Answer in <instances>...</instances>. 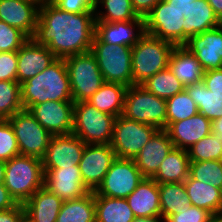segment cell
Segmentation results:
<instances>
[{
  "mask_svg": "<svg viewBox=\"0 0 222 222\" xmlns=\"http://www.w3.org/2000/svg\"><path fill=\"white\" fill-rule=\"evenodd\" d=\"M161 216L156 217H136L133 222H164Z\"/></svg>",
  "mask_w": 222,
  "mask_h": 222,
  "instance_id": "52",
  "label": "cell"
},
{
  "mask_svg": "<svg viewBox=\"0 0 222 222\" xmlns=\"http://www.w3.org/2000/svg\"><path fill=\"white\" fill-rule=\"evenodd\" d=\"M18 203L9 194L8 189L5 187L4 183L0 184V211H5L15 207Z\"/></svg>",
  "mask_w": 222,
  "mask_h": 222,
  "instance_id": "48",
  "label": "cell"
},
{
  "mask_svg": "<svg viewBox=\"0 0 222 222\" xmlns=\"http://www.w3.org/2000/svg\"><path fill=\"white\" fill-rule=\"evenodd\" d=\"M95 34V12H67L49 0L39 7L33 39L45 45L56 58L65 59L90 52Z\"/></svg>",
  "mask_w": 222,
  "mask_h": 222,
  "instance_id": "1",
  "label": "cell"
},
{
  "mask_svg": "<svg viewBox=\"0 0 222 222\" xmlns=\"http://www.w3.org/2000/svg\"><path fill=\"white\" fill-rule=\"evenodd\" d=\"M161 0H131L132 7L139 18L145 19Z\"/></svg>",
  "mask_w": 222,
  "mask_h": 222,
  "instance_id": "47",
  "label": "cell"
},
{
  "mask_svg": "<svg viewBox=\"0 0 222 222\" xmlns=\"http://www.w3.org/2000/svg\"><path fill=\"white\" fill-rule=\"evenodd\" d=\"M175 45L144 33L132 47L133 85H141L149 77L168 68Z\"/></svg>",
  "mask_w": 222,
  "mask_h": 222,
  "instance_id": "4",
  "label": "cell"
},
{
  "mask_svg": "<svg viewBox=\"0 0 222 222\" xmlns=\"http://www.w3.org/2000/svg\"><path fill=\"white\" fill-rule=\"evenodd\" d=\"M144 177L134 159L116 158L94 195L126 199Z\"/></svg>",
  "mask_w": 222,
  "mask_h": 222,
  "instance_id": "11",
  "label": "cell"
},
{
  "mask_svg": "<svg viewBox=\"0 0 222 222\" xmlns=\"http://www.w3.org/2000/svg\"><path fill=\"white\" fill-rule=\"evenodd\" d=\"M23 1L36 3L40 7L44 2L49 1V0H23Z\"/></svg>",
  "mask_w": 222,
  "mask_h": 222,
  "instance_id": "55",
  "label": "cell"
},
{
  "mask_svg": "<svg viewBox=\"0 0 222 222\" xmlns=\"http://www.w3.org/2000/svg\"><path fill=\"white\" fill-rule=\"evenodd\" d=\"M173 148L168 132L165 129H159L134 158L142 176L152 178Z\"/></svg>",
  "mask_w": 222,
  "mask_h": 222,
  "instance_id": "20",
  "label": "cell"
},
{
  "mask_svg": "<svg viewBox=\"0 0 222 222\" xmlns=\"http://www.w3.org/2000/svg\"><path fill=\"white\" fill-rule=\"evenodd\" d=\"M212 134L222 140V117L211 122Z\"/></svg>",
  "mask_w": 222,
  "mask_h": 222,
  "instance_id": "50",
  "label": "cell"
},
{
  "mask_svg": "<svg viewBox=\"0 0 222 222\" xmlns=\"http://www.w3.org/2000/svg\"><path fill=\"white\" fill-rule=\"evenodd\" d=\"M210 222H222V212L212 215Z\"/></svg>",
  "mask_w": 222,
  "mask_h": 222,
  "instance_id": "54",
  "label": "cell"
},
{
  "mask_svg": "<svg viewBox=\"0 0 222 222\" xmlns=\"http://www.w3.org/2000/svg\"><path fill=\"white\" fill-rule=\"evenodd\" d=\"M6 161L0 160V184L4 183Z\"/></svg>",
  "mask_w": 222,
  "mask_h": 222,
  "instance_id": "53",
  "label": "cell"
},
{
  "mask_svg": "<svg viewBox=\"0 0 222 222\" xmlns=\"http://www.w3.org/2000/svg\"><path fill=\"white\" fill-rule=\"evenodd\" d=\"M29 39L20 29L0 21V52H17Z\"/></svg>",
  "mask_w": 222,
  "mask_h": 222,
  "instance_id": "40",
  "label": "cell"
},
{
  "mask_svg": "<svg viewBox=\"0 0 222 222\" xmlns=\"http://www.w3.org/2000/svg\"><path fill=\"white\" fill-rule=\"evenodd\" d=\"M122 116L139 123L167 129L166 100L155 96L141 85L127 87Z\"/></svg>",
  "mask_w": 222,
  "mask_h": 222,
  "instance_id": "6",
  "label": "cell"
},
{
  "mask_svg": "<svg viewBox=\"0 0 222 222\" xmlns=\"http://www.w3.org/2000/svg\"><path fill=\"white\" fill-rule=\"evenodd\" d=\"M20 222H30L27 217L25 216Z\"/></svg>",
  "mask_w": 222,
  "mask_h": 222,
  "instance_id": "56",
  "label": "cell"
},
{
  "mask_svg": "<svg viewBox=\"0 0 222 222\" xmlns=\"http://www.w3.org/2000/svg\"><path fill=\"white\" fill-rule=\"evenodd\" d=\"M202 82L209 91L222 99V69L204 71Z\"/></svg>",
  "mask_w": 222,
  "mask_h": 222,
  "instance_id": "45",
  "label": "cell"
},
{
  "mask_svg": "<svg viewBox=\"0 0 222 222\" xmlns=\"http://www.w3.org/2000/svg\"><path fill=\"white\" fill-rule=\"evenodd\" d=\"M159 200L163 220L191 205L184 182L159 184Z\"/></svg>",
  "mask_w": 222,
  "mask_h": 222,
  "instance_id": "32",
  "label": "cell"
},
{
  "mask_svg": "<svg viewBox=\"0 0 222 222\" xmlns=\"http://www.w3.org/2000/svg\"><path fill=\"white\" fill-rule=\"evenodd\" d=\"M144 33L145 25L143 18L114 23L96 22L95 35L106 44L133 47Z\"/></svg>",
  "mask_w": 222,
  "mask_h": 222,
  "instance_id": "21",
  "label": "cell"
},
{
  "mask_svg": "<svg viewBox=\"0 0 222 222\" xmlns=\"http://www.w3.org/2000/svg\"><path fill=\"white\" fill-rule=\"evenodd\" d=\"M168 67L184 86L201 82L204 70L196 57L183 46H175Z\"/></svg>",
  "mask_w": 222,
  "mask_h": 222,
  "instance_id": "26",
  "label": "cell"
},
{
  "mask_svg": "<svg viewBox=\"0 0 222 222\" xmlns=\"http://www.w3.org/2000/svg\"><path fill=\"white\" fill-rule=\"evenodd\" d=\"M115 159V151L110 144H86L78 166L89 191L97 189Z\"/></svg>",
  "mask_w": 222,
  "mask_h": 222,
  "instance_id": "13",
  "label": "cell"
},
{
  "mask_svg": "<svg viewBox=\"0 0 222 222\" xmlns=\"http://www.w3.org/2000/svg\"><path fill=\"white\" fill-rule=\"evenodd\" d=\"M90 52L95 56L106 83L133 85L132 47L106 44L95 35Z\"/></svg>",
  "mask_w": 222,
  "mask_h": 222,
  "instance_id": "5",
  "label": "cell"
},
{
  "mask_svg": "<svg viewBox=\"0 0 222 222\" xmlns=\"http://www.w3.org/2000/svg\"><path fill=\"white\" fill-rule=\"evenodd\" d=\"M167 128L176 121L184 120L198 113L195 102L184 89L166 100Z\"/></svg>",
  "mask_w": 222,
  "mask_h": 222,
  "instance_id": "37",
  "label": "cell"
},
{
  "mask_svg": "<svg viewBox=\"0 0 222 222\" xmlns=\"http://www.w3.org/2000/svg\"><path fill=\"white\" fill-rule=\"evenodd\" d=\"M184 20L183 45L190 37L222 24L207 0H195L191 2Z\"/></svg>",
  "mask_w": 222,
  "mask_h": 222,
  "instance_id": "25",
  "label": "cell"
},
{
  "mask_svg": "<svg viewBox=\"0 0 222 222\" xmlns=\"http://www.w3.org/2000/svg\"><path fill=\"white\" fill-rule=\"evenodd\" d=\"M158 130L154 125L129 120L122 115L116 117L110 143L116 158L134 159Z\"/></svg>",
  "mask_w": 222,
  "mask_h": 222,
  "instance_id": "9",
  "label": "cell"
},
{
  "mask_svg": "<svg viewBox=\"0 0 222 222\" xmlns=\"http://www.w3.org/2000/svg\"><path fill=\"white\" fill-rule=\"evenodd\" d=\"M43 170L44 187L63 201L81 198L89 192L81 178L79 166L43 168Z\"/></svg>",
  "mask_w": 222,
  "mask_h": 222,
  "instance_id": "16",
  "label": "cell"
},
{
  "mask_svg": "<svg viewBox=\"0 0 222 222\" xmlns=\"http://www.w3.org/2000/svg\"><path fill=\"white\" fill-rule=\"evenodd\" d=\"M44 176L41 159L18 155L6 161L4 185L17 203L24 204L44 187Z\"/></svg>",
  "mask_w": 222,
  "mask_h": 222,
  "instance_id": "3",
  "label": "cell"
},
{
  "mask_svg": "<svg viewBox=\"0 0 222 222\" xmlns=\"http://www.w3.org/2000/svg\"><path fill=\"white\" fill-rule=\"evenodd\" d=\"M217 18L222 22V0H207Z\"/></svg>",
  "mask_w": 222,
  "mask_h": 222,
  "instance_id": "51",
  "label": "cell"
},
{
  "mask_svg": "<svg viewBox=\"0 0 222 222\" xmlns=\"http://www.w3.org/2000/svg\"><path fill=\"white\" fill-rule=\"evenodd\" d=\"M56 222H96L93 191L81 198L63 201Z\"/></svg>",
  "mask_w": 222,
  "mask_h": 222,
  "instance_id": "31",
  "label": "cell"
},
{
  "mask_svg": "<svg viewBox=\"0 0 222 222\" xmlns=\"http://www.w3.org/2000/svg\"><path fill=\"white\" fill-rule=\"evenodd\" d=\"M135 218L126 199L95 195L96 222H133Z\"/></svg>",
  "mask_w": 222,
  "mask_h": 222,
  "instance_id": "30",
  "label": "cell"
},
{
  "mask_svg": "<svg viewBox=\"0 0 222 222\" xmlns=\"http://www.w3.org/2000/svg\"><path fill=\"white\" fill-rule=\"evenodd\" d=\"M115 118L97 110L87 101L74 103L72 134L85 144H110Z\"/></svg>",
  "mask_w": 222,
  "mask_h": 222,
  "instance_id": "7",
  "label": "cell"
},
{
  "mask_svg": "<svg viewBox=\"0 0 222 222\" xmlns=\"http://www.w3.org/2000/svg\"><path fill=\"white\" fill-rule=\"evenodd\" d=\"M27 110L52 135L72 134L74 102L46 101Z\"/></svg>",
  "mask_w": 222,
  "mask_h": 222,
  "instance_id": "14",
  "label": "cell"
},
{
  "mask_svg": "<svg viewBox=\"0 0 222 222\" xmlns=\"http://www.w3.org/2000/svg\"><path fill=\"white\" fill-rule=\"evenodd\" d=\"M184 21V15L165 0H161L144 19L145 33L175 46H183Z\"/></svg>",
  "mask_w": 222,
  "mask_h": 222,
  "instance_id": "12",
  "label": "cell"
},
{
  "mask_svg": "<svg viewBox=\"0 0 222 222\" xmlns=\"http://www.w3.org/2000/svg\"><path fill=\"white\" fill-rule=\"evenodd\" d=\"M56 59L45 45L39 44L33 38H30L17 51V82L21 84L27 79L35 77Z\"/></svg>",
  "mask_w": 222,
  "mask_h": 222,
  "instance_id": "18",
  "label": "cell"
},
{
  "mask_svg": "<svg viewBox=\"0 0 222 222\" xmlns=\"http://www.w3.org/2000/svg\"><path fill=\"white\" fill-rule=\"evenodd\" d=\"M212 213L197 206H187L182 208L178 214L168 216L164 222H210Z\"/></svg>",
  "mask_w": 222,
  "mask_h": 222,
  "instance_id": "42",
  "label": "cell"
},
{
  "mask_svg": "<svg viewBox=\"0 0 222 222\" xmlns=\"http://www.w3.org/2000/svg\"><path fill=\"white\" fill-rule=\"evenodd\" d=\"M20 155L17 139L8 120H0V160L8 161Z\"/></svg>",
  "mask_w": 222,
  "mask_h": 222,
  "instance_id": "41",
  "label": "cell"
},
{
  "mask_svg": "<svg viewBox=\"0 0 222 222\" xmlns=\"http://www.w3.org/2000/svg\"><path fill=\"white\" fill-rule=\"evenodd\" d=\"M190 204L208 210L213 215L222 212V190L193 179L190 175L184 181Z\"/></svg>",
  "mask_w": 222,
  "mask_h": 222,
  "instance_id": "28",
  "label": "cell"
},
{
  "mask_svg": "<svg viewBox=\"0 0 222 222\" xmlns=\"http://www.w3.org/2000/svg\"><path fill=\"white\" fill-rule=\"evenodd\" d=\"M204 71L222 69V24L190 37L183 45Z\"/></svg>",
  "mask_w": 222,
  "mask_h": 222,
  "instance_id": "15",
  "label": "cell"
},
{
  "mask_svg": "<svg viewBox=\"0 0 222 222\" xmlns=\"http://www.w3.org/2000/svg\"><path fill=\"white\" fill-rule=\"evenodd\" d=\"M127 87L119 83H104L87 101L97 110L118 117L124 109Z\"/></svg>",
  "mask_w": 222,
  "mask_h": 222,
  "instance_id": "29",
  "label": "cell"
},
{
  "mask_svg": "<svg viewBox=\"0 0 222 222\" xmlns=\"http://www.w3.org/2000/svg\"><path fill=\"white\" fill-rule=\"evenodd\" d=\"M126 201L135 217L161 216L159 184L153 178H143Z\"/></svg>",
  "mask_w": 222,
  "mask_h": 222,
  "instance_id": "23",
  "label": "cell"
},
{
  "mask_svg": "<svg viewBox=\"0 0 222 222\" xmlns=\"http://www.w3.org/2000/svg\"><path fill=\"white\" fill-rule=\"evenodd\" d=\"M70 81L72 101H88L105 83L97 60L91 52L64 59Z\"/></svg>",
  "mask_w": 222,
  "mask_h": 222,
  "instance_id": "8",
  "label": "cell"
},
{
  "mask_svg": "<svg viewBox=\"0 0 222 222\" xmlns=\"http://www.w3.org/2000/svg\"><path fill=\"white\" fill-rule=\"evenodd\" d=\"M62 204L63 200L56 194L42 187L23 205L30 222H56Z\"/></svg>",
  "mask_w": 222,
  "mask_h": 222,
  "instance_id": "24",
  "label": "cell"
},
{
  "mask_svg": "<svg viewBox=\"0 0 222 222\" xmlns=\"http://www.w3.org/2000/svg\"><path fill=\"white\" fill-rule=\"evenodd\" d=\"M170 6L177 9L181 15H184V18H186V12L189 8L191 2L195 0H165Z\"/></svg>",
  "mask_w": 222,
  "mask_h": 222,
  "instance_id": "49",
  "label": "cell"
},
{
  "mask_svg": "<svg viewBox=\"0 0 222 222\" xmlns=\"http://www.w3.org/2000/svg\"><path fill=\"white\" fill-rule=\"evenodd\" d=\"M59 9L81 14L83 12H95L96 0H51Z\"/></svg>",
  "mask_w": 222,
  "mask_h": 222,
  "instance_id": "44",
  "label": "cell"
},
{
  "mask_svg": "<svg viewBox=\"0 0 222 222\" xmlns=\"http://www.w3.org/2000/svg\"><path fill=\"white\" fill-rule=\"evenodd\" d=\"M24 217L25 208L21 203L11 209L0 211V222H20Z\"/></svg>",
  "mask_w": 222,
  "mask_h": 222,
  "instance_id": "46",
  "label": "cell"
},
{
  "mask_svg": "<svg viewBox=\"0 0 222 222\" xmlns=\"http://www.w3.org/2000/svg\"><path fill=\"white\" fill-rule=\"evenodd\" d=\"M39 6L23 0H0V21L16 27L29 38H33L37 28Z\"/></svg>",
  "mask_w": 222,
  "mask_h": 222,
  "instance_id": "19",
  "label": "cell"
},
{
  "mask_svg": "<svg viewBox=\"0 0 222 222\" xmlns=\"http://www.w3.org/2000/svg\"><path fill=\"white\" fill-rule=\"evenodd\" d=\"M17 52H0V81L17 82Z\"/></svg>",
  "mask_w": 222,
  "mask_h": 222,
  "instance_id": "43",
  "label": "cell"
},
{
  "mask_svg": "<svg viewBox=\"0 0 222 222\" xmlns=\"http://www.w3.org/2000/svg\"><path fill=\"white\" fill-rule=\"evenodd\" d=\"M86 144L76 135H53L43 156V168L78 166Z\"/></svg>",
  "mask_w": 222,
  "mask_h": 222,
  "instance_id": "17",
  "label": "cell"
},
{
  "mask_svg": "<svg viewBox=\"0 0 222 222\" xmlns=\"http://www.w3.org/2000/svg\"><path fill=\"white\" fill-rule=\"evenodd\" d=\"M174 148L189 149L205 136L211 134V121L203 114L173 122L167 129Z\"/></svg>",
  "mask_w": 222,
  "mask_h": 222,
  "instance_id": "22",
  "label": "cell"
},
{
  "mask_svg": "<svg viewBox=\"0 0 222 222\" xmlns=\"http://www.w3.org/2000/svg\"><path fill=\"white\" fill-rule=\"evenodd\" d=\"M17 139L20 155L42 159L52 138L28 110H22L8 119Z\"/></svg>",
  "mask_w": 222,
  "mask_h": 222,
  "instance_id": "10",
  "label": "cell"
},
{
  "mask_svg": "<svg viewBox=\"0 0 222 222\" xmlns=\"http://www.w3.org/2000/svg\"><path fill=\"white\" fill-rule=\"evenodd\" d=\"M185 90L197 105L198 112L211 122L222 117V99L209 91L202 81L185 86Z\"/></svg>",
  "mask_w": 222,
  "mask_h": 222,
  "instance_id": "33",
  "label": "cell"
},
{
  "mask_svg": "<svg viewBox=\"0 0 222 222\" xmlns=\"http://www.w3.org/2000/svg\"><path fill=\"white\" fill-rule=\"evenodd\" d=\"M22 110L21 84L16 81H0V120H8Z\"/></svg>",
  "mask_w": 222,
  "mask_h": 222,
  "instance_id": "36",
  "label": "cell"
},
{
  "mask_svg": "<svg viewBox=\"0 0 222 222\" xmlns=\"http://www.w3.org/2000/svg\"><path fill=\"white\" fill-rule=\"evenodd\" d=\"M24 110L46 101H72L69 75L64 59H56L43 72L21 83Z\"/></svg>",
  "mask_w": 222,
  "mask_h": 222,
  "instance_id": "2",
  "label": "cell"
},
{
  "mask_svg": "<svg viewBox=\"0 0 222 222\" xmlns=\"http://www.w3.org/2000/svg\"><path fill=\"white\" fill-rule=\"evenodd\" d=\"M102 4L104 11L98 12L99 5ZM95 20L96 22H120L137 20L131 0H96ZM98 12V13H97Z\"/></svg>",
  "mask_w": 222,
  "mask_h": 222,
  "instance_id": "35",
  "label": "cell"
},
{
  "mask_svg": "<svg viewBox=\"0 0 222 222\" xmlns=\"http://www.w3.org/2000/svg\"><path fill=\"white\" fill-rule=\"evenodd\" d=\"M190 160L187 150L173 148L152 177L158 184L184 182L189 176Z\"/></svg>",
  "mask_w": 222,
  "mask_h": 222,
  "instance_id": "27",
  "label": "cell"
},
{
  "mask_svg": "<svg viewBox=\"0 0 222 222\" xmlns=\"http://www.w3.org/2000/svg\"><path fill=\"white\" fill-rule=\"evenodd\" d=\"M189 175L197 181L222 190V161H190Z\"/></svg>",
  "mask_w": 222,
  "mask_h": 222,
  "instance_id": "38",
  "label": "cell"
},
{
  "mask_svg": "<svg viewBox=\"0 0 222 222\" xmlns=\"http://www.w3.org/2000/svg\"><path fill=\"white\" fill-rule=\"evenodd\" d=\"M190 161H222V140L212 133L187 149Z\"/></svg>",
  "mask_w": 222,
  "mask_h": 222,
  "instance_id": "39",
  "label": "cell"
},
{
  "mask_svg": "<svg viewBox=\"0 0 222 222\" xmlns=\"http://www.w3.org/2000/svg\"><path fill=\"white\" fill-rule=\"evenodd\" d=\"M141 86H143L147 91L153 93L155 96L165 100L185 89L183 83L175 77L169 67L159 71L152 77H149L141 84Z\"/></svg>",
  "mask_w": 222,
  "mask_h": 222,
  "instance_id": "34",
  "label": "cell"
}]
</instances>
